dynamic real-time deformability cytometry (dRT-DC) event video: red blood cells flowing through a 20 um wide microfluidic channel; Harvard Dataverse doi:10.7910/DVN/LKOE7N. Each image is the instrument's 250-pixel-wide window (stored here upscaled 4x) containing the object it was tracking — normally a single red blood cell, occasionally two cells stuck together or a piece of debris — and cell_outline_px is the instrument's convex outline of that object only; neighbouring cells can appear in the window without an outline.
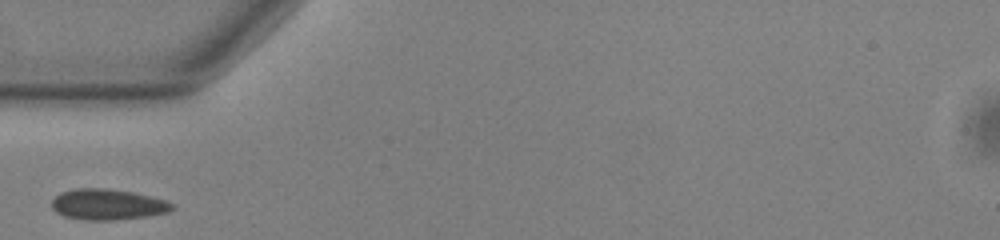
{"species": "common noctule bat (a hibernating species)", "species_latin": "Nyctalus noctula", "temperature_condition": "warm", "stored_images_in_passage": 26, "camera_frame_rate_fps": 3000, "um_per_image_px": 0.085, "animal": {"sex": "male", "body_mass_g": 13.0, "forearm_length_mm": 53.1}, "frame": {"image": 1, "passage_image": 1, "time_ms": 0.0, "image_size_px": [1000, 240], "cell_outline_px": [[176, 204], [168, 212], [148, 216], [112, 220], [84, 220], [64, 216], [56, 212], [52, 208], [52, 200], [60, 192], [76, 188], [104, 188], [132, 192], [152, 196], [168, 200]], "centroid_in_image_um": [9.17, 17.37], "position_along_channel_um": 75.8, "area_um2": 21.73}}
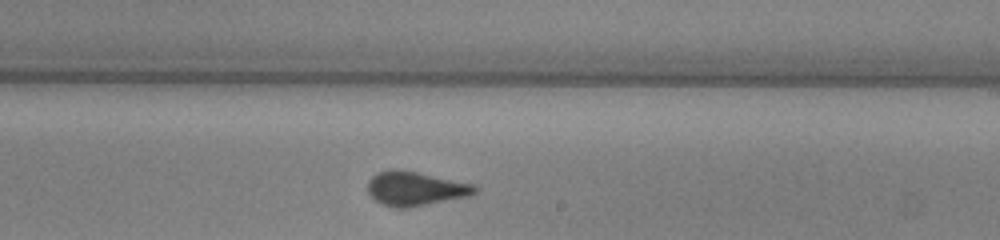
{"frame": {"image": 2, "passage_image": 15, "time_ms": 4.667, "image_size_px": [1000, 240], "cell_outline_px": [[476, 192], [468, 196], [408, 208], [396, 208], [380, 204], [368, 192], [368, 180], [372, 176], [380, 172], [392, 168], [396, 168], [416, 172], [472, 184], [476, 188]], "centroid_in_image_um": [35.25, 16.04], "position_along_channel_um": 253.8, "area_um2": 21.04}}
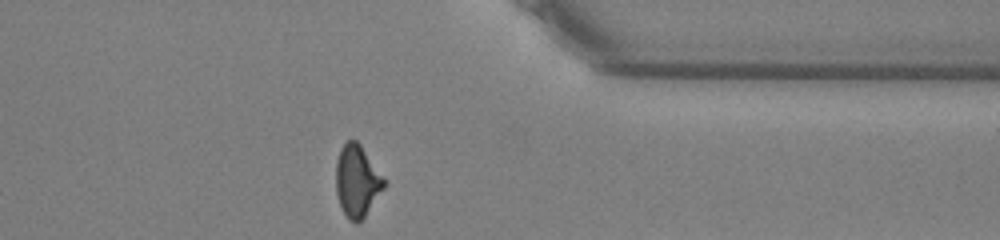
{"frame": {"image": 3, "passage_image": 26, "time_ms": 8.333, "image_size_px": [1000, 240], "cell_outline_px": [[388, 180], [384, 188], [364, 216], [356, 224], [348, 220], [340, 204], [336, 192], [336, 160], [340, 148], [348, 140], [356, 140], [360, 144]], "centroid_in_image_um": [30.37, 15.36], "position_along_channel_um": 381.0, "area_um2": 20.29}}